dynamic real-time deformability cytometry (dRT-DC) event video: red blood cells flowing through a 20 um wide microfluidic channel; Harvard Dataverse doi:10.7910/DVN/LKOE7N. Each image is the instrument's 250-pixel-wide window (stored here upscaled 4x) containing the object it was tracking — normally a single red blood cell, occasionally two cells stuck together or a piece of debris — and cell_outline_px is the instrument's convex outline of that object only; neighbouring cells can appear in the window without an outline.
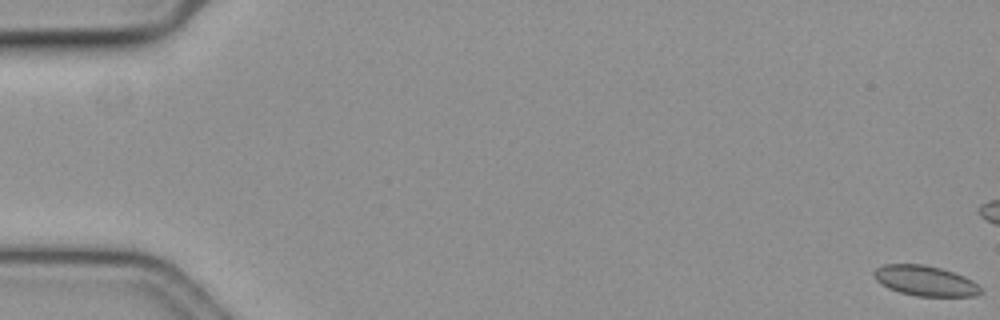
{"species": "common noctule bat (a hibernating species)", "species_latin": "Nyctalus noctula", "temperature_condition": "cold", "stored_images_in_passage": 20, "camera_frame_rate_fps": 3000, "um_per_image_px": 0.085, "animal": {"sex": "female", "body_mass_g": 19.3, "forearm_length_mm": 54.1}, "frame": {"image": 1, "passage_image": 1, "time_ms": 0.0, "image_size_px": [1000, 320], "cell_outline_px": [[984, 292], [976, 296], [916, 296], [900, 292], [888, 288], [880, 284], [876, 280], [872, 272], [876, 268], [884, 264], [924, 264], [940, 268], [964, 276], [972, 280], [984, 288]], "centroid_in_image_um": [78.66, 23.87], "position_along_channel_um": 6.3, "area_um2": 19.02}}